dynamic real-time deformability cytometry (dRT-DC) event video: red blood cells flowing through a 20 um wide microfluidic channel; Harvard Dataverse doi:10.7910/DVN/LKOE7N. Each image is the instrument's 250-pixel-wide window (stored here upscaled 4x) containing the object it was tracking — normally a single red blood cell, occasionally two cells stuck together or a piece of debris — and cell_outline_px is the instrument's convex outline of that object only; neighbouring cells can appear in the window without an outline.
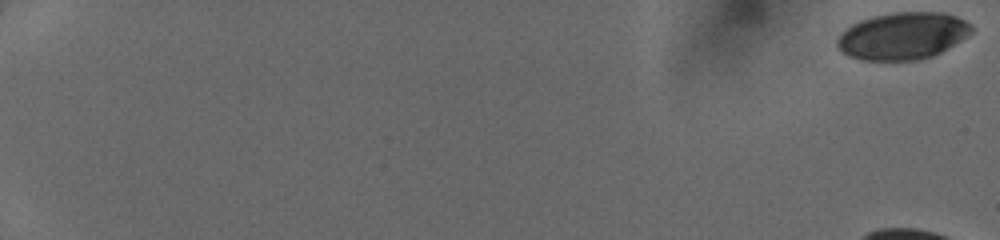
{"species": "human", "species_latin": "Homo sapiens", "temperature_condition": "cold", "stored_images_in_passage": 16, "camera_frame_rate_fps": 3000, "um_per_image_px": 0.085, "donor": {"sex": "female"}, "frame": {"image": 1, "passage_image": 1, "time_ms": 0.0, "image_size_px": [1000, 240], "cell_outline_px": [[972, 32], [968, 36], [940, 52], [932, 56], [920, 60], [860, 60], [848, 56], [840, 52], [836, 44], [836, 40], [852, 24], [860, 20], [872, 16], [892, 12], [944, 12], [956, 16], [972, 24]], "centroid_in_image_um": [76.73, 3.05], "position_along_channel_um": 8.3, "area_um2": 36.99}}